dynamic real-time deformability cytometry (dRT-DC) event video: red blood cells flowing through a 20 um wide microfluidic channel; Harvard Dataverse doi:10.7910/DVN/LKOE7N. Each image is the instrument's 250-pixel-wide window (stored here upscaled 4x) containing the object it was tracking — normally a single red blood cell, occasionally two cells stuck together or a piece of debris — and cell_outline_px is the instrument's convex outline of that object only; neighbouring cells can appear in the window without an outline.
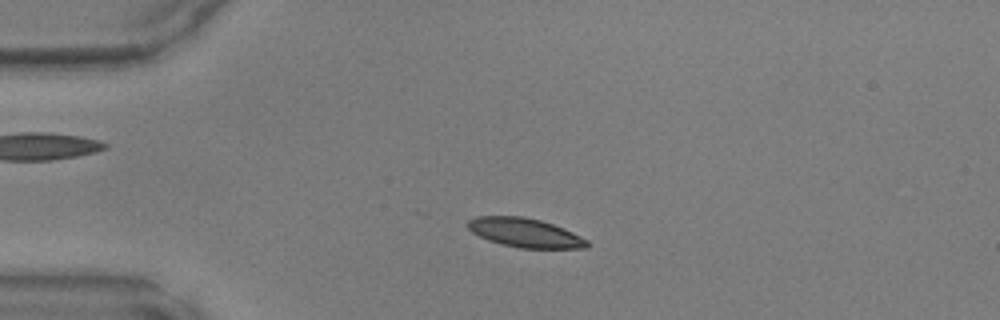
{"species": "common noctule bat (a hibernating species)", "species_latin": "Nyctalus noctula", "temperature_condition": "warm", "stored_images_in_passage": 46, "camera_frame_rate_fps": 3000, "um_per_image_px": 0.085, "animal": {"sex": "male", "body_mass_g": 17.9, "forearm_length_mm": 54.2}, "frame": {"image": 1, "passage_image": 9, "time_ms": 2.667, "image_size_px": [1000, 320], "cell_outline_px": [[588, 248], [520, 248], [500, 244], [488, 240], [472, 232], [464, 224], [468, 220], [476, 216], [524, 216], [540, 220], [564, 228], [588, 240]], "centroid_in_image_um": [44.59, 19.77], "position_along_channel_um": 40.4, "area_um2": 20.29}}
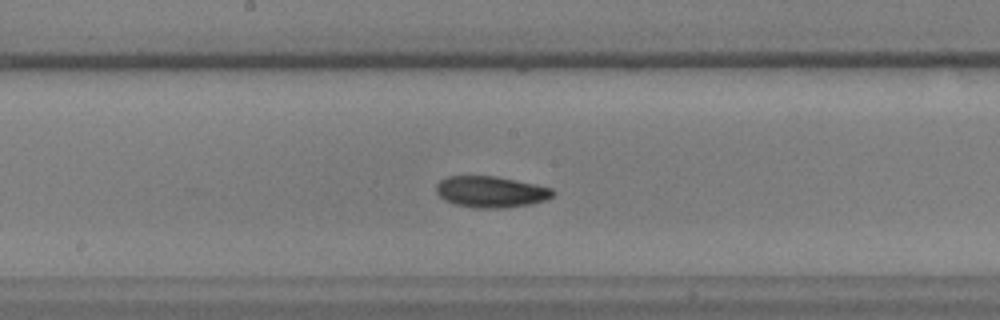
{"frame": {"image": 2, "passage_image": 23, "time_ms": 7.333, "image_size_px": [1000, 320], "cell_outline_px": [[556, 192], [548, 200], [532, 204], [504, 208], [472, 208], [452, 204], [444, 200], [436, 192], [436, 184], [440, 180], [448, 176], [496, 176], [536, 184], [552, 188]], "centroid_in_image_um": [41.73, 16.31], "position_along_channel_um": 206.5, "area_um2": 21.62}}
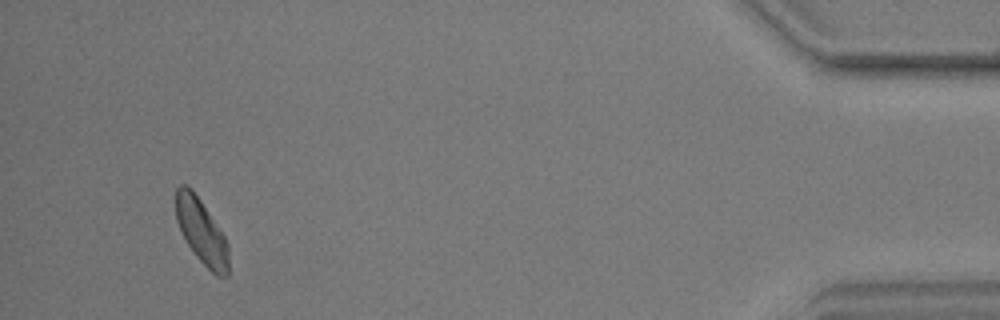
{"frame": {"image": 3, "passage_image": 43, "time_ms": 14.0, "image_size_px": [1000, 320], "cell_outline_px": [[228, 276], [216, 276], [196, 256], [188, 244], [176, 220], [176, 188], [180, 184], [184, 184], [192, 188], [224, 236], [228, 244]], "centroid_in_image_um": [17.12, 19.66], "position_along_channel_um": 418.1, "area_um2": 19.54}}